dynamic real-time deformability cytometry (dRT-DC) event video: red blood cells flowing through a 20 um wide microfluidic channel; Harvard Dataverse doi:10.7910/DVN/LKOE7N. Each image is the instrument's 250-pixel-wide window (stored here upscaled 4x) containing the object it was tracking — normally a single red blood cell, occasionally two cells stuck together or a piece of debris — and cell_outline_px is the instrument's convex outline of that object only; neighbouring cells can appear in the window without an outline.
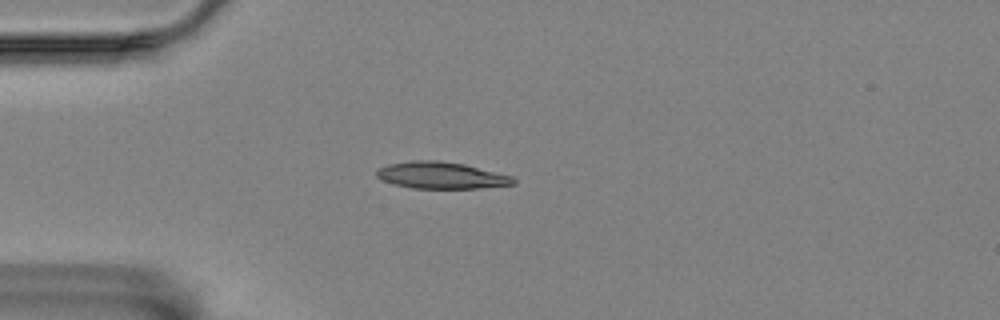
{"species": "Egyptian fruit bat (a non-hibernating species)", "species_latin": "Rousettus aegyptiacus", "temperature_condition": "room temperature", "stored_images_in_passage": 1, "camera_frame_rate_fps": 3000, "um_per_image_px": 0.085, "animal": {"sex": "female"}, "frame": {"image": 1, "passage_image": 1, "time_ms": 0.0, "image_size_px": [1000, 320], "cell_outline_px": [[516, 184], [480, 188], [412, 188], [396, 184], [384, 180], [376, 176], [376, 168], [388, 164], [412, 160], [440, 160], [464, 164], [512, 176], [516, 180]], "centroid_in_image_um": [37.5, 14.89], "position_along_channel_um": 47.5, "area_um2": 21.27}}